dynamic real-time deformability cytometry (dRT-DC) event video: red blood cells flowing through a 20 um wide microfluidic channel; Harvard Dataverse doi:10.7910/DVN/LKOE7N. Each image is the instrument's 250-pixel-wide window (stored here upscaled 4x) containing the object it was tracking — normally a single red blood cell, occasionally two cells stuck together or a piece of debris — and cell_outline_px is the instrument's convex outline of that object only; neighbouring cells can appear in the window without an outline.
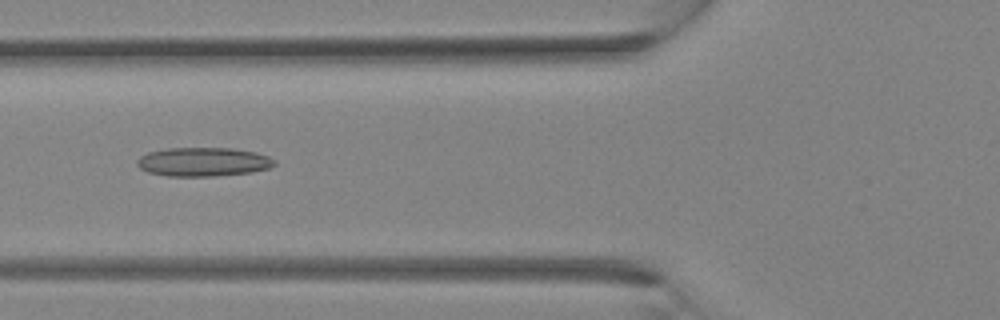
{"species": "Egyptian fruit bat (a non-hibernating species)", "species_latin": "Rousettus aegyptiacus", "temperature_condition": "room temperature", "stored_images_in_passage": 32, "camera_frame_rate_fps": 3000, "um_per_image_px": 0.085, "animal": {"sex": "female"}, "frame": {"image": 1, "passage_image": 13, "time_ms": 4.0, "image_size_px": [1000, 320], "cell_outline_px": [[276, 164], [268, 168], [252, 172], [212, 176], [168, 176], [148, 172], [140, 168], [136, 164], [136, 160], [140, 156], [148, 152], [168, 148], [232, 148], [256, 152], [268, 156], [276, 160]], "centroid_in_image_um": [17.27, 13.75], "position_along_channel_um": 108.5, "area_um2": 23.18}}
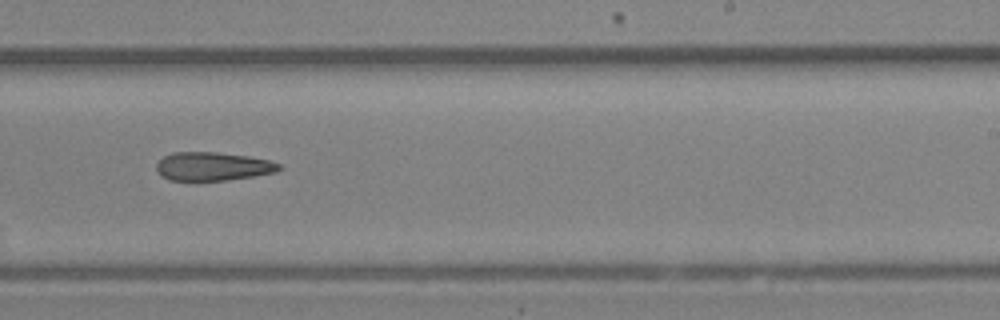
{"frame": {"image": 2, "passage_image": 21, "time_ms": 6.667, "image_size_px": [1000, 320], "cell_outline_px": [[284, 168], [276, 172], [228, 180], [168, 180], [160, 176], [156, 168], [156, 164], [164, 156], [172, 152], [216, 152], [248, 156], [268, 160], [280, 164]], "centroid_in_image_um": [18.08, 14.14], "position_along_channel_um": 270.9, "area_um2": 20.4}}
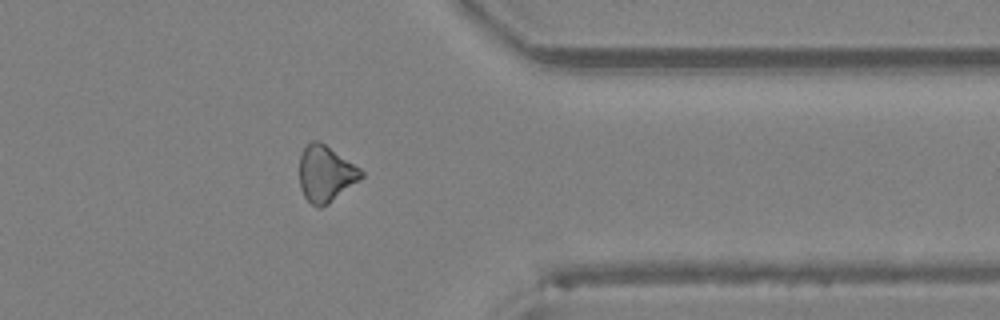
{"frame": {"image": 3, "passage_image": 27, "time_ms": 8.667, "image_size_px": [1000, 320], "cell_outline_px": [[364, 176], [360, 180], [328, 204], [320, 208], [312, 204], [304, 196], [300, 188], [300, 152], [308, 140], [320, 140], [360, 168], [364, 172]], "centroid_in_image_um": [27.67, 14.73], "position_along_channel_um": 383.7, "area_um2": 20.46}}